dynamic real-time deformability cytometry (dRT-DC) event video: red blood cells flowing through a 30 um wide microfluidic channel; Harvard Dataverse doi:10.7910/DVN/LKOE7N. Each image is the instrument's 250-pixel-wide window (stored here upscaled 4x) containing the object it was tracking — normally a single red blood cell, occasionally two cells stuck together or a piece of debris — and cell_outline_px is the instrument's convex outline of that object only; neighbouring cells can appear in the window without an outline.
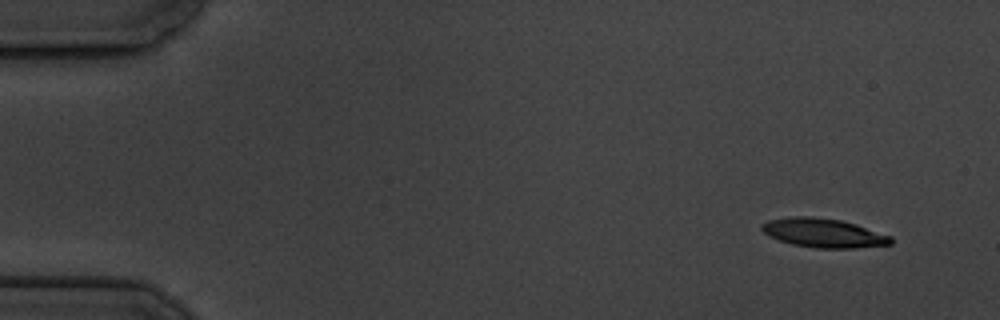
{"species": "common noctule bat (a hibernating species)", "species_latin": "Nyctalus noctula", "temperature_condition": "cold", "stored_images_in_passage": 5, "camera_frame_rate_fps": 3000, "um_per_image_px": 0.085, "animal": {"sex": "male", "body_mass_g": 19.5, "forearm_length_mm": 54.6}, "frame": {"image": 1, "passage_image": 1, "time_ms": 0.0, "image_size_px": [1000, 320], "cell_outline_px": [[892, 244], [852, 248], [816, 248], [792, 244], [768, 236], [760, 228], [760, 224], [768, 220], [788, 216], [812, 216], [840, 220], [856, 224], [892, 236]], "centroid_in_image_um": [69.97, 19.79], "position_along_channel_um": 15.0, "area_um2": 21.91}}
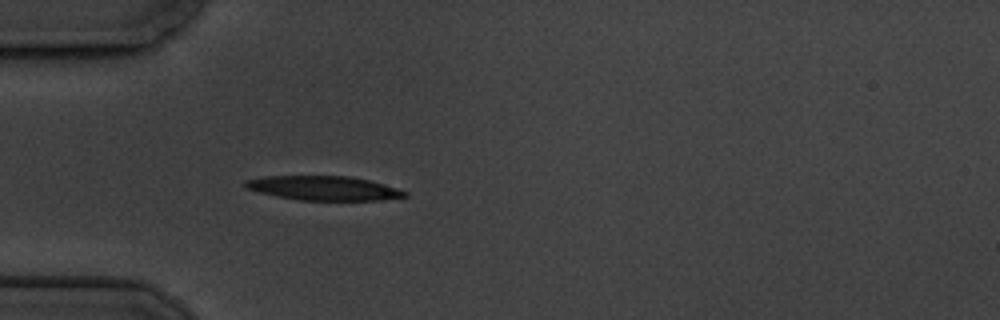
{"frame": {"image": 2, "passage_image": 5, "time_ms": 4.333, "image_size_px": [1000, 320], "cell_outline_px": [[408, 196], [380, 200], [300, 200], [276, 196], [260, 192], [248, 188], [240, 184], [244, 180], [264, 176], [352, 176], [384, 184], [408, 192]], "centroid_in_image_um": [27.49, 15.98], "position_along_channel_um": 57.5, "area_um2": 22.54}}